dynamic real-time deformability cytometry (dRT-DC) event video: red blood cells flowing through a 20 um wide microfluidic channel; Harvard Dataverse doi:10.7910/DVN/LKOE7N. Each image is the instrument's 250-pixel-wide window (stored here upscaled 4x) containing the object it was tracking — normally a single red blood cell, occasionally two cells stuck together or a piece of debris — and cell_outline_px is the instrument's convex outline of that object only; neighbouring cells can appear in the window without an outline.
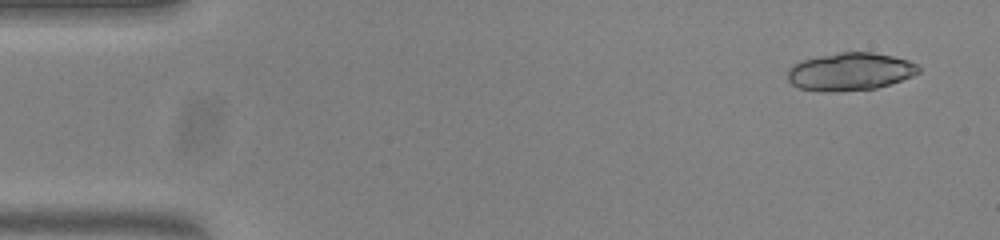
{"species": "common noctule bat (a hibernating species)", "species_latin": "Nyctalus noctula", "temperature_condition": "warm", "stored_images_in_passage": 53, "camera_frame_rate_fps": 3000, "um_per_image_px": 0.085, "animal": {"sex": "female", "body_mass_g": 23.0, "forearm_length_mm": 53.4}, "frame": {"image": 1, "passage_image": 3, "time_ms": 0.667, "image_size_px": [1000, 240], "cell_outline_px": [[920, 72], [912, 76], [876, 88], [836, 92], [820, 92], [796, 88], [788, 80], [788, 68], [792, 64], [804, 60], [820, 56], [840, 52], [872, 52], [892, 56], [908, 60], [916, 64], [920, 68]], "centroid_in_image_um": [72.22, 6.1], "position_along_channel_um": 12.8, "area_um2": 28.9}}
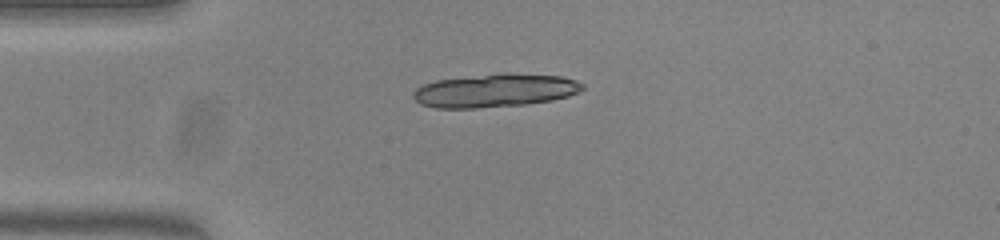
{"frame": {"image": 2, "passage_image": 13, "time_ms": 4.0, "image_size_px": [1000, 240], "cell_outline_px": [[584, 88], [580, 92], [568, 96], [552, 100], [524, 104], [476, 108], [436, 108], [420, 104], [412, 96], [412, 92], [416, 88], [424, 84], [436, 80], [504, 72], [508, 72], [560, 76], [576, 80], [584, 84]], "centroid_in_image_um": [42.08, 7.68], "position_along_channel_um": 42.9, "area_um2": 33.06}, "authors_computed_cell_mechanics": {"area_um2": 28.4376, "velocity_mm_per_s": 3.818, "shape_relaxation_time_tau1_ms": null, "shape_relaxation_time_tau2_ms": 4.2484, "deformation_change_tau1": null, "deformation_change_tau2": 0.0835}}